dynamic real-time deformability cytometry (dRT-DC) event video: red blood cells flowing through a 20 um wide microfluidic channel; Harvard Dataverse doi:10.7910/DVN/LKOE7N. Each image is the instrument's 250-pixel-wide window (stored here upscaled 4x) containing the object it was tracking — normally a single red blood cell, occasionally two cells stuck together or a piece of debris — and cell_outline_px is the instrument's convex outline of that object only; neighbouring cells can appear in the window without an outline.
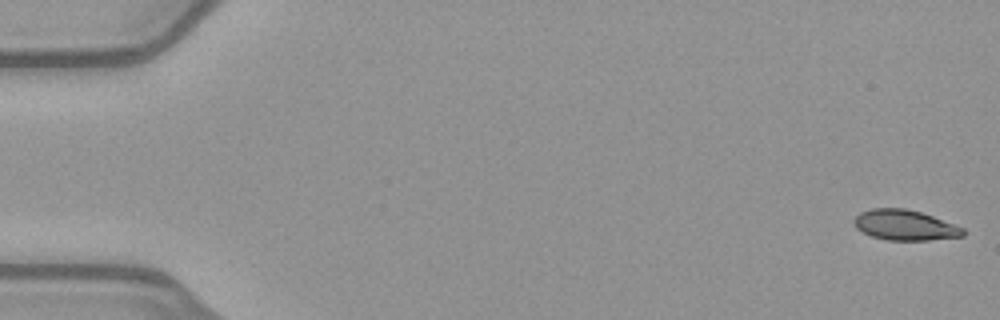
{"species": "common noctule bat (a hibernating species)", "species_latin": "Nyctalus noctula", "temperature_condition": "warm", "stored_images_in_passage": 52, "camera_frame_rate_fps": 3000, "um_per_image_px": 0.085, "animal": {"sex": "female", "body_mass_g": 21.9}, "frame": {"image": 1, "passage_image": 1, "time_ms": 0.0, "image_size_px": [1000, 320], "cell_outline_px": [[968, 232], [964, 236], [928, 240], [888, 240], [872, 236], [856, 228], [852, 224], [852, 220], [860, 212], [872, 208], [904, 208], [920, 212], [932, 216], [964, 228]], "centroid_in_image_um": [76.91, 19.13], "position_along_channel_um": 8.1, "area_um2": 19.31}}
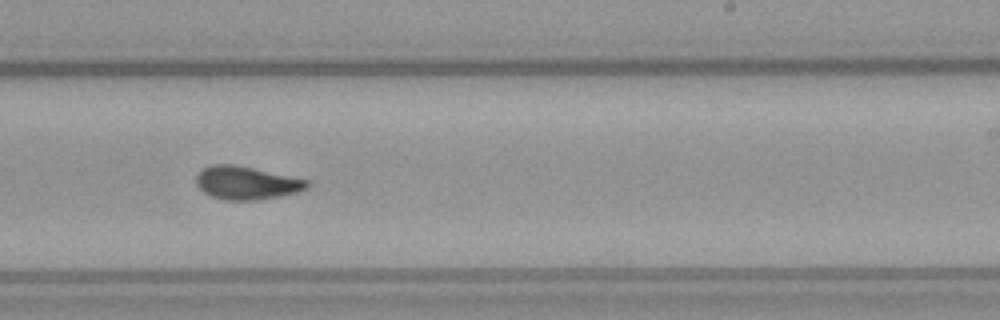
{"frame": {"image": 2, "passage_image": 32, "time_ms": 10.333, "image_size_px": [1000, 320], "cell_outline_px": [[312, 184], [308, 188], [296, 192], [280, 196], [260, 200], [224, 200], [212, 196], [204, 192], [196, 184], [196, 176], [204, 168], [212, 164], [232, 164], [312, 180]], "centroid_in_image_um": [21.0, 15.55], "position_along_channel_um": 268.0, "area_um2": 21.5}}
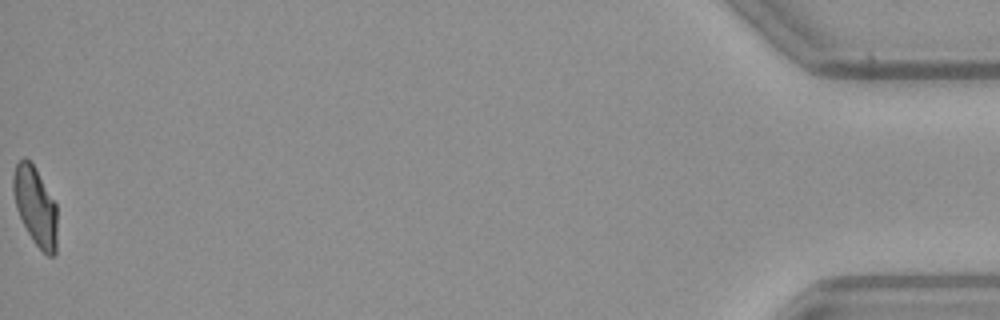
{"frame": {"image": 3, "passage_image": 52, "time_ms": 17.0, "image_size_px": [1000, 320], "cell_outline_px": [[56, 252], [52, 256], [48, 256], [32, 240], [16, 208], [12, 192], [12, 176], [16, 164], [24, 156], [32, 164], [56, 204]], "centroid_in_image_um": [2.98, 17.52], "position_along_channel_um": 432.2, "area_um2": 19.77}, "authors_computed_cell_mechanics": {"area_um2": 20.7502, "velocity_mm_per_s": 4.0164, "shape_relaxation_time_tau1_ms": 8.7019, "shape_relaxation_time_tau2_ms": 1.8307, "deformation_change_tau1": 0.2419, "deformation_change_tau2": 0.072}}